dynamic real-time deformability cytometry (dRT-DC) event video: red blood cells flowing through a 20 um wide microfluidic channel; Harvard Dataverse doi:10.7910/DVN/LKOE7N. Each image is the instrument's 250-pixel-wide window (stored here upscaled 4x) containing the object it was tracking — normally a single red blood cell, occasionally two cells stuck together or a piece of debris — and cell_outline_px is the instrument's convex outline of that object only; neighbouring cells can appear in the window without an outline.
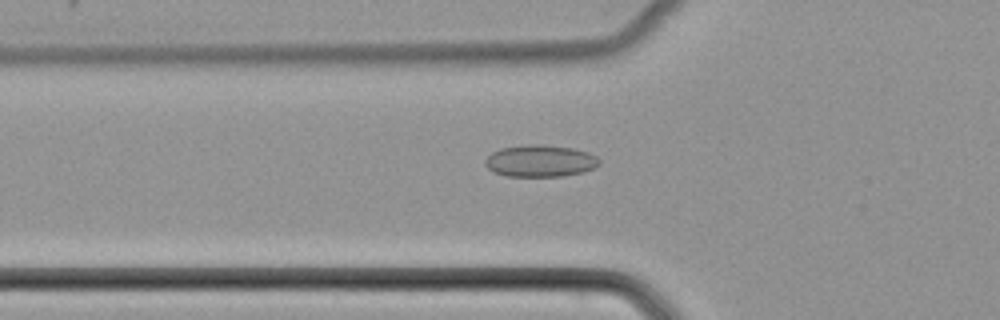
{"species": "common noctule bat (a hibernating species)", "species_latin": "Nyctalus noctula", "temperature_condition": "cold", "stored_images_in_passage": 51, "camera_frame_rate_fps": 3000, "um_per_image_px": 0.085, "animal": {"sex": "female", "body_mass_g": 22.7, "forearm_length_mm": 54.2}, "frame": {"image": 1, "passage_image": 18, "time_ms": 5.667, "image_size_px": [1000, 320], "cell_outline_px": [[600, 164], [584, 172], [564, 176], [508, 176], [492, 172], [484, 164], [484, 160], [492, 152], [500, 148], [532, 144], [544, 144], [572, 148], [588, 152], [596, 156], [600, 160]], "centroid_in_image_um": [45.91, 13.68], "position_along_channel_um": 79.9, "area_um2": 21.33}}
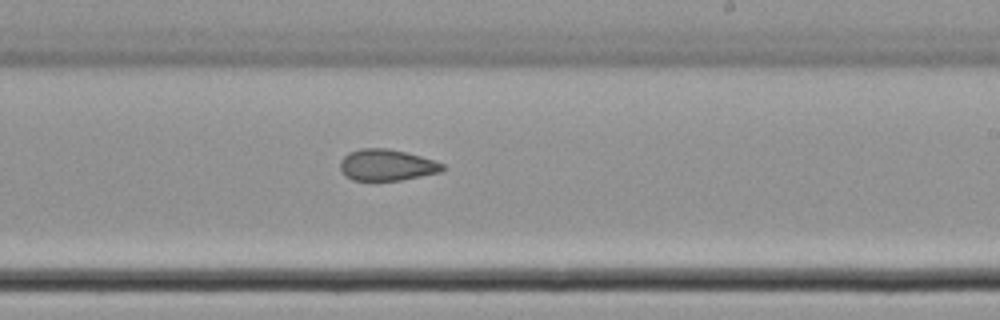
{"frame": {"image": 2, "passage_image": 31, "time_ms": 10.0, "image_size_px": [1000, 320], "cell_outline_px": [[444, 168], [440, 172], [400, 180], [352, 180], [344, 176], [340, 168], [340, 160], [348, 152], [360, 148], [388, 148], [420, 156], [444, 164]], "centroid_in_image_um": [32.82, 14.02], "position_along_channel_um": 256.2, "area_um2": 18.61}}
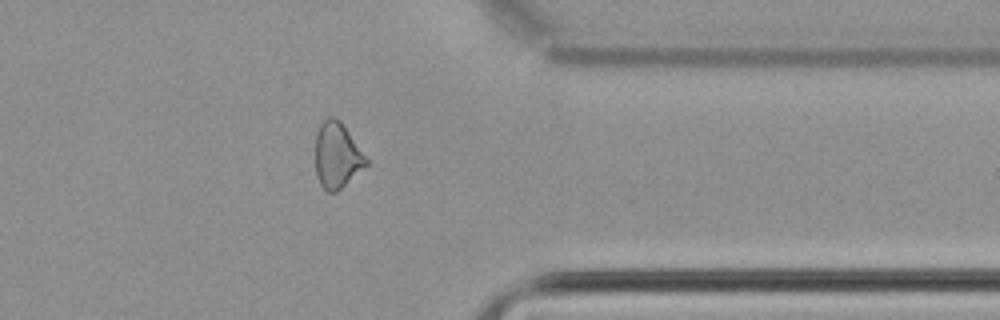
{"frame": {"image": 3, "passage_image": 41, "time_ms": 13.333, "image_size_px": [1000, 320], "cell_outline_px": [[368, 164], [336, 192], [328, 192], [320, 184], [316, 176], [316, 132], [320, 124], [328, 116], [332, 116], [340, 120], [368, 160]], "centroid_in_image_um": [28.62, 13.2], "position_along_channel_um": 382.8, "area_um2": 19.19}}